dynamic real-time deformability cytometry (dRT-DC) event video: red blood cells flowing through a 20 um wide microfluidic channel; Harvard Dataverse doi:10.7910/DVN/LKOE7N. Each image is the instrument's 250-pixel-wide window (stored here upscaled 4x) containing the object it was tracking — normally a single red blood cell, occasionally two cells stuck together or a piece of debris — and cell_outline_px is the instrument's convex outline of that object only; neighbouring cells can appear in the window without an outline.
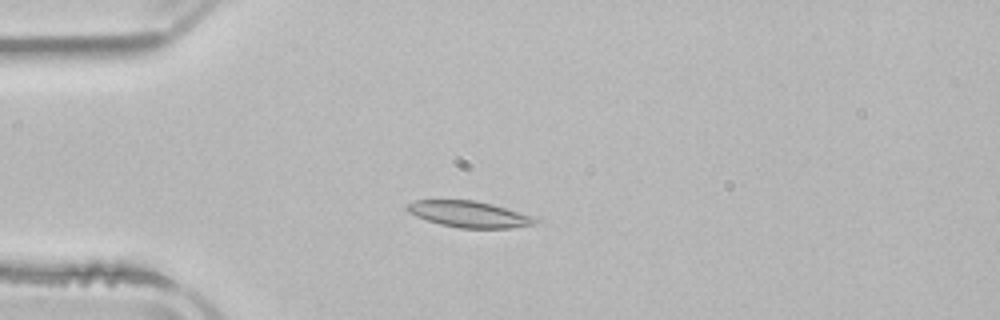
{"species": "common noctule bat (a hibernating species)", "species_latin": "Nyctalus noctula", "temperature_condition": "room temperature", "stored_images_in_passage": 4, "camera_frame_rate_fps": 3000, "um_per_image_px": 0.085, "animal": {"sex": "male", "body_mass_g": 21.5, "forearm_length_mm": 52.0}, "frame": {"image": 1, "passage_image": 3, "time_ms": 2.667, "image_size_px": [1000, 320], "cell_outline_px": [[540, 220], [536, 224], [512, 228], [460, 228], [440, 224], [416, 216], [408, 212], [404, 208], [404, 204], [416, 200], [476, 200], [492, 204], [532, 216]], "centroid_in_image_um": [39.85, 18.2], "position_along_channel_um": 45.2, "area_um2": 19.65}}
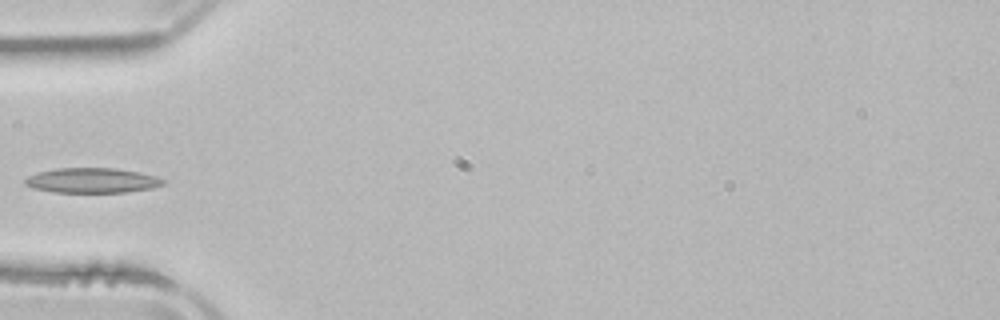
{"frame": {"image": 2, "passage_image": 4, "time_ms": 4.0, "image_size_px": [1000, 320], "cell_outline_px": [[168, 180], [164, 184], [152, 188], [124, 192], [52, 192], [32, 188], [24, 184], [24, 180], [28, 176], [36, 172], [56, 168], [116, 168], [156, 176]], "centroid_in_image_um": [7.8, 15.33], "position_along_channel_um": 77.2, "area_um2": 20.17}}